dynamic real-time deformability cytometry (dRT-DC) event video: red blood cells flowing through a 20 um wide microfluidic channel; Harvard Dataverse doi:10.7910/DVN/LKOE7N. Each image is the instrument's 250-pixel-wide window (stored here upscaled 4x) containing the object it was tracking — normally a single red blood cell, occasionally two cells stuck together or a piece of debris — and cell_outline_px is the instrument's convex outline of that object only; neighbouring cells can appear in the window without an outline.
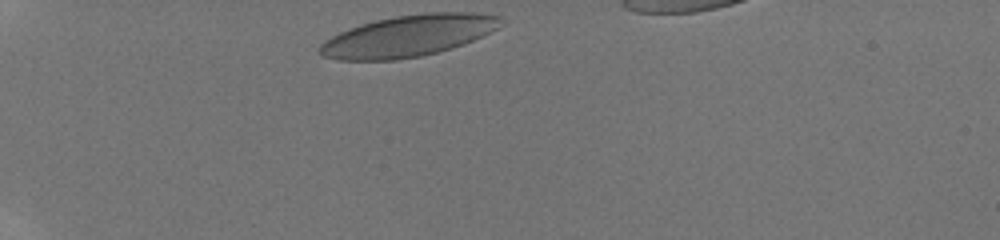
{"species": "human", "species_latin": "Homo sapiens", "temperature_condition": "room temperature", "stored_images_in_passage": 25, "camera_frame_rate_fps": 3000, "um_per_image_px": 0.085, "donor": {"sex": "male"}, "frame": {"image": 1, "passage_image": 1, "time_ms": 0.0, "image_size_px": [1000, 240], "cell_outline_px": [[504, 16], [496, 28], [472, 40], [436, 52], [420, 56], [396, 60], [340, 60], [324, 56], [320, 52], [320, 44], [324, 40], [348, 28], [360, 24], [376, 20], [396, 16], [432, 12], [472, 12]], "centroid_in_image_um": [34.67, 3.04], "position_along_channel_um": 50.3, "area_um2": 43.12}}
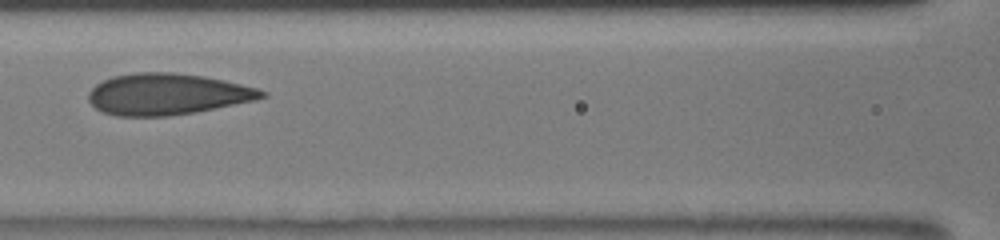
{"frame": {"image": 2, "passage_image": 14, "time_ms": 3.667, "image_size_px": [1000, 240], "cell_outline_px": [[268, 96], [256, 100], [196, 112], [168, 116], [116, 116], [104, 112], [96, 108], [88, 100], [88, 92], [96, 84], [112, 76], [136, 72], [176, 72], [204, 76], [224, 80], [256, 88], [268, 92]], "centroid_in_image_um": [14.22, 8.0], "position_along_channel_um": 152.4, "area_um2": 41.91}}
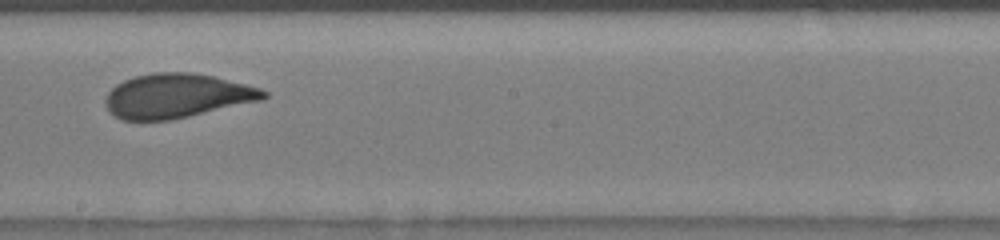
{"frame": {"image": 3, "passage_image": 24, "time_ms": 5.667, "image_size_px": [1000, 240], "cell_outline_px": [[268, 96], [260, 100], [188, 116], [168, 120], [120, 120], [108, 108], [104, 100], [108, 92], [116, 84], [124, 80], [136, 76], [152, 72], [192, 72], [212, 76], [260, 88], [268, 92]], "centroid_in_image_um": [15.0, 8.14], "position_along_channel_um": 233.2, "area_um2": 40.34}}